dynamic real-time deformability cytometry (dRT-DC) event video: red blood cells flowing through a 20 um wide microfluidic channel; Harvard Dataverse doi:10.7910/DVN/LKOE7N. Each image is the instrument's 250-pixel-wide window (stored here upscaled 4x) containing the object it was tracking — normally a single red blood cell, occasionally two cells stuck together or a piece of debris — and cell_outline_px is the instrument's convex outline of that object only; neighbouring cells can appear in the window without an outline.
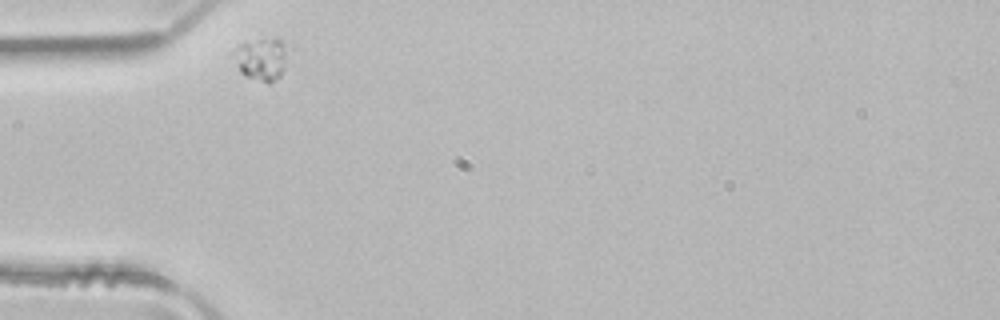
{"species": "common noctule bat (a hibernating species)", "species_latin": "Nyctalus noctula", "temperature_condition": "room temperature", "stored_images_in_passage": 3, "camera_frame_rate_fps": 3000, "um_per_image_px": 0.085, "animal": {"sex": "male", "body_mass_g": 21.5, "forearm_length_mm": 52.0}, "frame": {"image": 1, "passage_image": 1, "time_ms": 0.0, "image_size_px": [1000, 320], "cell_outline_px": [[284, 68], [280, 76], [268, 84], [244, 76], [240, 72], [228, 56], [228, 52], [244, 40], [280, 36], [284, 52]], "centroid_in_image_um": [22.06, 4.98], "position_along_channel_um": 62.9, "area_um2": 14.1}}
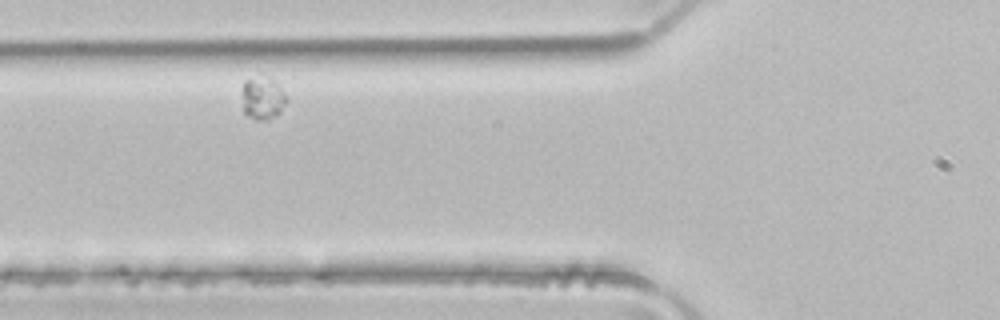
{"frame": {"image": 2, "passage_image": 2, "time_ms": 0.333, "image_size_px": [1000, 320], "cell_outline_px": [[288, 100], [280, 112], [276, 116], [268, 120], [256, 120], [248, 116], [244, 112], [244, 80], [272, 80], [280, 88]], "centroid_in_image_um": [22.36, 8.45], "position_along_channel_um": 103.4, "area_um2": 10.29}}
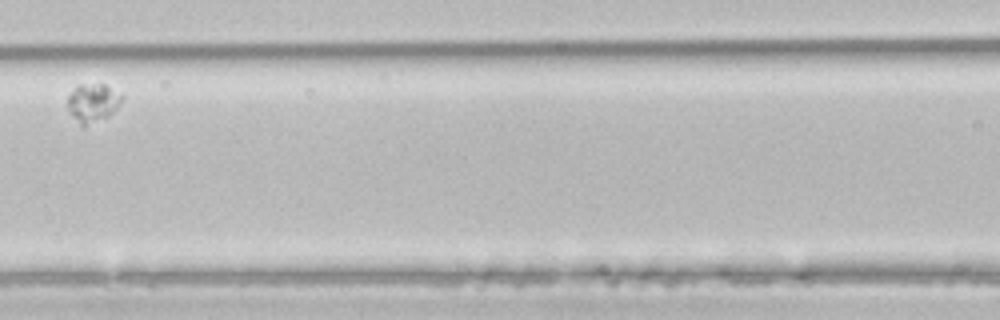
{"frame": {"image": 3, "passage_image": 3, "time_ms": 0.667, "image_size_px": [1000, 320], "cell_outline_px": [[124, 96], [120, 104], [108, 116], [84, 128], [80, 128], [64, 104], [68, 96], [76, 84], [104, 84]], "centroid_in_image_um": [7.81, 8.77], "position_along_channel_um": 158.8, "area_um2": 12.6}}